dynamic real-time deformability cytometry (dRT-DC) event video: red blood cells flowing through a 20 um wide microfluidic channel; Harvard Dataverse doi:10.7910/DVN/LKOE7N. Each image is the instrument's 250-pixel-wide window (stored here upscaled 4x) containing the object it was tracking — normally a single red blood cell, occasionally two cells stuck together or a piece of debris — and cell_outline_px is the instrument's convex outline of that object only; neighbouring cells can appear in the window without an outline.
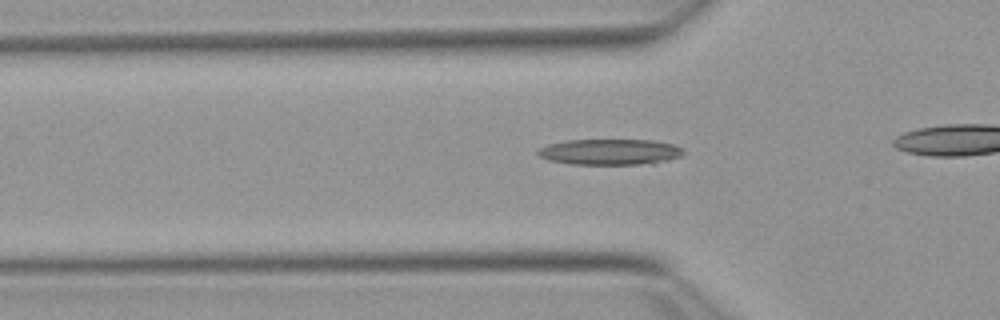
{"species": "Egyptian fruit bat (a non-hibernating species)", "species_latin": "Rousettus aegyptiacus", "temperature_condition": "warm", "stored_images_in_passage": 36, "camera_frame_rate_fps": 3000, "um_per_image_px": 0.085, "animal": {"sex": "female"}, "frame": {"image": 1, "passage_image": 11, "time_ms": 3.333, "image_size_px": [1000, 320], "cell_outline_px": [[684, 152], [680, 156], [668, 160], [652, 164], [572, 164], [548, 160], [540, 156], [536, 152], [540, 148], [548, 144], [568, 140], [652, 140], [672, 144], [680, 148]], "centroid_in_image_um": [51.83, 12.91], "position_along_channel_um": 74.0, "area_um2": 21.79}}
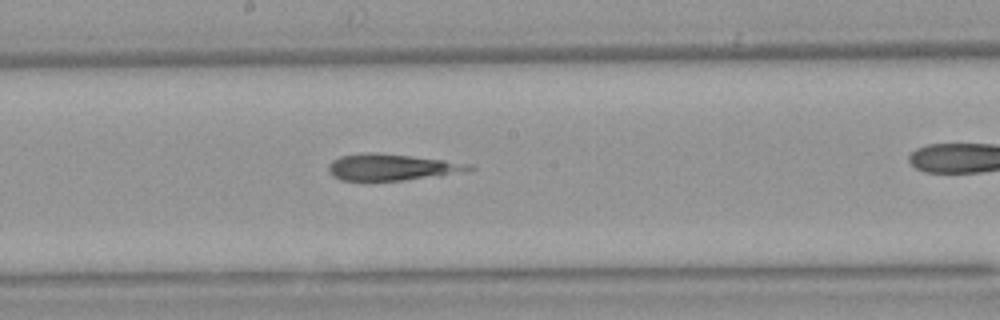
{"frame": {"image": 2, "passage_image": 22, "time_ms": 7.0, "image_size_px": [1000, 320], "cell_outline_px": [[476, 168], [440, 176], [404, 180], [340, 180], [332, 176], [328, 172], [328, 164], [332, 160], [340, 156], [364, 152], [376, 152], [412, 156], [476, 164]], "centroid_in_image_um": [33.29, 14.2], "position_along_channel_um": 214.9, "area_um2": 21.85}}
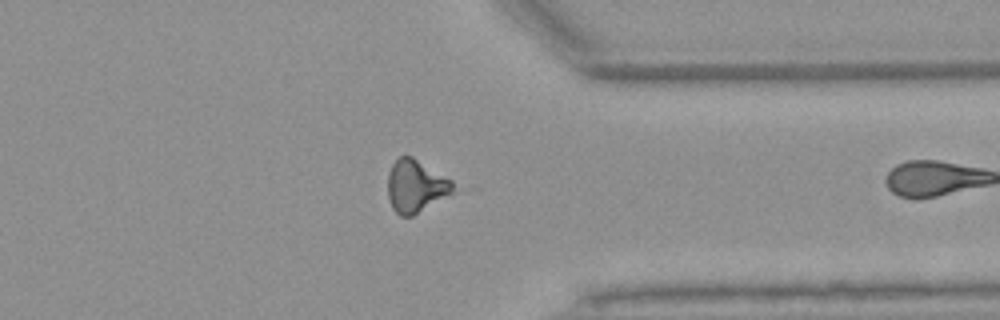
{"frame": {"image": 3, "passage_image": 35, "time_ms": 11.333, "image_size_px": [1000, 320], "cell_outline_px": [[452, 196], [412, 216], [400, 216], [392, 208], [388, 196], [388, 172], [392, 164], [400, 156], [412, 156], [452, 180]], "centroid_in_image_um": [35.35, 15.84], "position_along_channel_um": 376.1, "area_um2": 20.17}}